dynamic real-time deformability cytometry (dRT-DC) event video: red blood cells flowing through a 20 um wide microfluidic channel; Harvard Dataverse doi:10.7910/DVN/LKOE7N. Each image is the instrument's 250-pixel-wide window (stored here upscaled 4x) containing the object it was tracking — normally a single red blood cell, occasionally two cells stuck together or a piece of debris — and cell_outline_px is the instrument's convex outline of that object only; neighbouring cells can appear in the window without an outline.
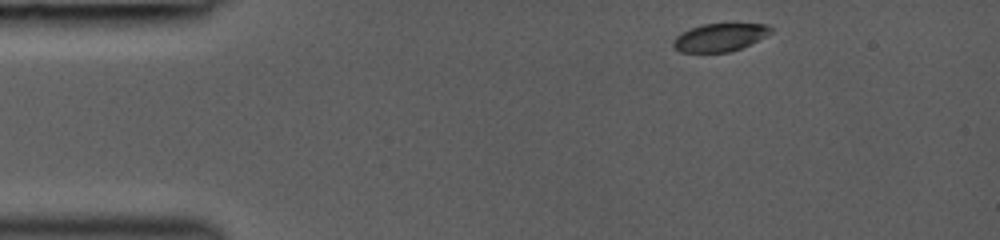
{"species": "common noctule bat (a hibernating species)", "species_latin": "Nyctalus noctula", "temperature_condition": "room temperature", "stored_images_in_passage": 11, "camera_frame_rate_fps": 3000, "um_per_image_px": 0.085, "animal": {"sex": "female", "body_mass_g": 19.0, "forearm_length_mm": 53.3}, "frame": {"image": 1, "passage_image": 1, "time_ms": 0.0, "image_size_px": [1000, 240], "cell_outline_px": [[772, 32], [740, 48], [728, 52], [680, 52], [672, 48], [672, 40], [680, 32], [704, 24], [768, 24], [772, 28]], "centroid_in_image_um": [61.11, 3.18], "position_along_channel_um": 23.9, "area_um2": 15.72}}
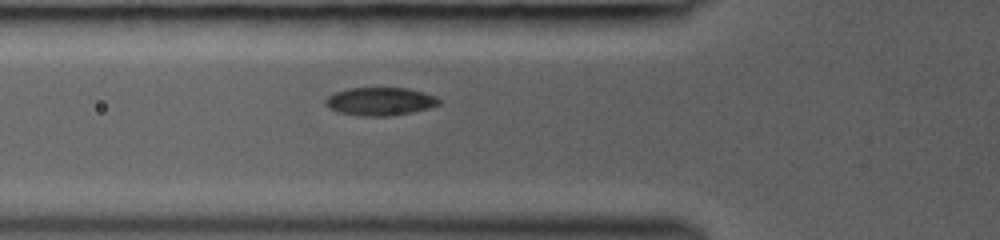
{"frame": {"image": 2, "passage_image": 7, "time_ms": 3.333, "image_size_px": [1000, 240], "cell_outline_px": [[440, 104], [428, 108], [412, 112], [392, 116], [360, 116], [336, 112], [328, 108], [324, 104], [324, 100], [328, 96], [336, 92], [348, 88], [408, 88], [424, 92], [436, 96], [440, 100]], "centroid_in_image_um": [32.28, 8.62], "position_along_channel_um": 93.5, "area_um2": 18.79}}
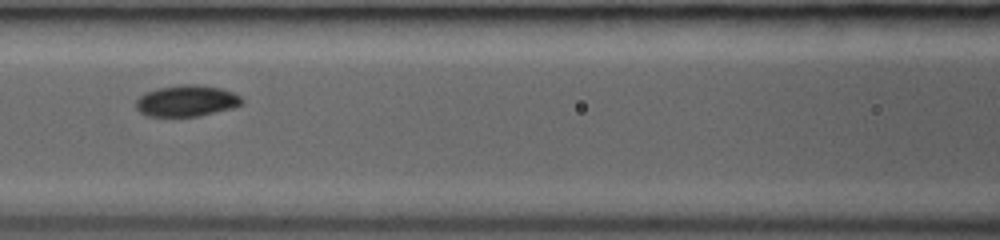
{"frame": {"image": 3, "passage_image": 10, "time_ms": 4.667, "image_size_px": [1000, 240], "cell_outline_px": [[244, 104], [232, 108], [200, 116], [148, 116], [140, 112], [136, 108], [136, 100], [140, 96], [148, 92], [160, 88], [180, 84], [196, 84], [220, 88], [232, 92], [240, 96], [244, 100]], "centroid_in_image_um": [15.9, 8.57], "position_along_channel_um": 150.7, "area_um2": 19.25}}